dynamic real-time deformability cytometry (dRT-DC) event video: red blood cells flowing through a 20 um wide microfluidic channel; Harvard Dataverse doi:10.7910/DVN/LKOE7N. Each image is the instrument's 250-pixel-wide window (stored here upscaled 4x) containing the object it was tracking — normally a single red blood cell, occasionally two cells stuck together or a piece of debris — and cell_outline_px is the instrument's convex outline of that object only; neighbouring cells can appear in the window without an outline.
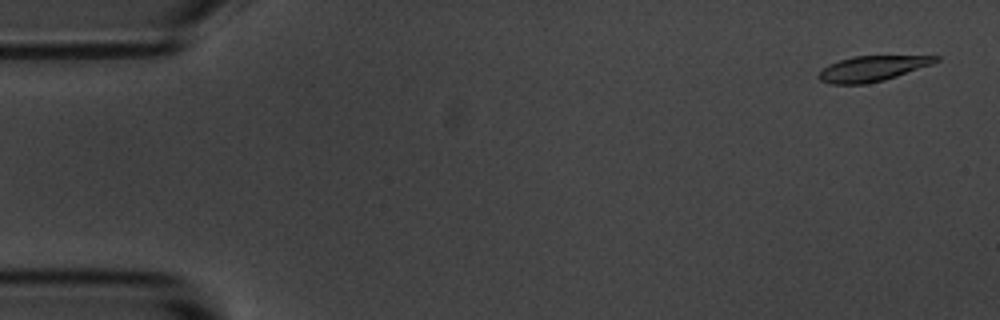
{"species": "common noctule bat (a hibernating species)", "species_latin": "Nyctalus noctula", "temperature_condition": "room temperature", "stored_images_in_passage": 6, "camera_frame_rate_fps": 3000, "um_per_image_px": 0.085, "animal": {"sex": "male", "body_mass_g": 20.1, "forearm_length_mm": 53.5}, "frame": {"image": 1, "passage_image": 1, "time_ms": 0.0, "image_size_px": [1000, 320], "cell_outline_px": [[940, 60], [932, 64], [884, 80], [864, 84], [832, 84], [820, 80], [816, 76], [828, 64], [852, 56], [940, 56]], "centroid_in_image_um": [74.12, 5.82], "position_along_channel_um": 10.9, "area_um2": 17.11}}